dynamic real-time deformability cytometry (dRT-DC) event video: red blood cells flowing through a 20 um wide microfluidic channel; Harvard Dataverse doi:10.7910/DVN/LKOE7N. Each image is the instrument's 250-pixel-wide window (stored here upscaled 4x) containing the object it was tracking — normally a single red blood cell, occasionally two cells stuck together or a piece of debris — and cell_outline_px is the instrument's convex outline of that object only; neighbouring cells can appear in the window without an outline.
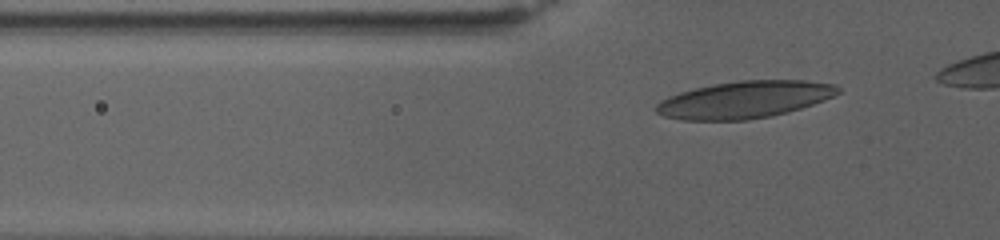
{"species": "human", "species_latin": "Homo sapiens", "temperature_condition": "warm", "stored_images_in_passage": 49, "camera_frame_rate_fps": 3000, "um_per_image_px": 0.085, "donor": {"sex": "female"}, "frame": {"image": 1, "passage_image": 6, "time_ms": 1.667, "image_size_px": [1000, 240], "cell_outline_px": [[840, 92], [824, 100], [788, 112], [772, 116], [748, 120], [684, 120], [664, 116], [656, 112], [656, 104], [660, 100], [668, 96], [680, 92], [712, 84], [740, 80], [804, 80], [836, 84], [840, 88]], "centroid_in_image_um": [63.29, 8.47], "position_along_channel_um": 62.5, "area_um2": 39.3}}
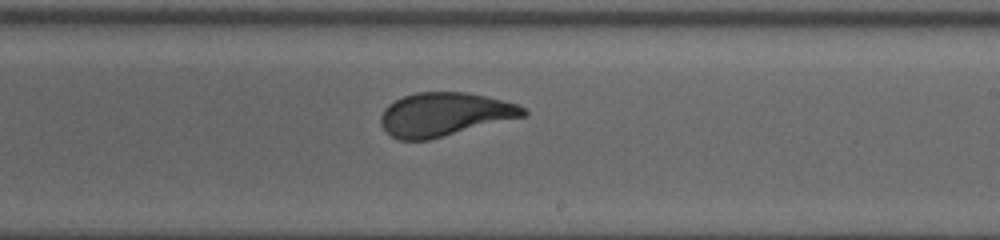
{"frame": {"image": 2, "passage_image": 28, "time_ms": 9.0, "image_size_px": [1000, 240], "cell_outline_px": [[528, 116], [428, 140], [400, 140], [392, 136], [380, 124], [380, 116], [384, 108], [388, 104], [404, 96], [416, 92], [468, 92], [516, 104], [524, 108], [528, 112]], "centroid_in_image_um": [37.79, 9.73], "position_along_channel_um": 251.2, "area_um2": 36.18}}
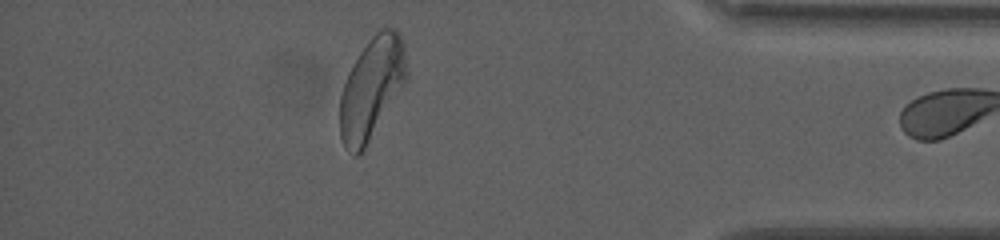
{"frame": {"image": 3, "passage_image": 48, "time_ms": 15.667, "image_size_px": [1000, 240], "cell_outline_px": [[408, 76], [364, 148], [356, 156], [352, 156], [344, 148], [340, 136], [340, 96], [348, 72], [352, 64], [368, 40], [380, 28], [396, 28], [400, 32], [404, 48], [408, 72]], "centroid_in_image_um": [31.57, 7.46], "position_along_channel_um": 403.6, "area_um2": 39.02}}